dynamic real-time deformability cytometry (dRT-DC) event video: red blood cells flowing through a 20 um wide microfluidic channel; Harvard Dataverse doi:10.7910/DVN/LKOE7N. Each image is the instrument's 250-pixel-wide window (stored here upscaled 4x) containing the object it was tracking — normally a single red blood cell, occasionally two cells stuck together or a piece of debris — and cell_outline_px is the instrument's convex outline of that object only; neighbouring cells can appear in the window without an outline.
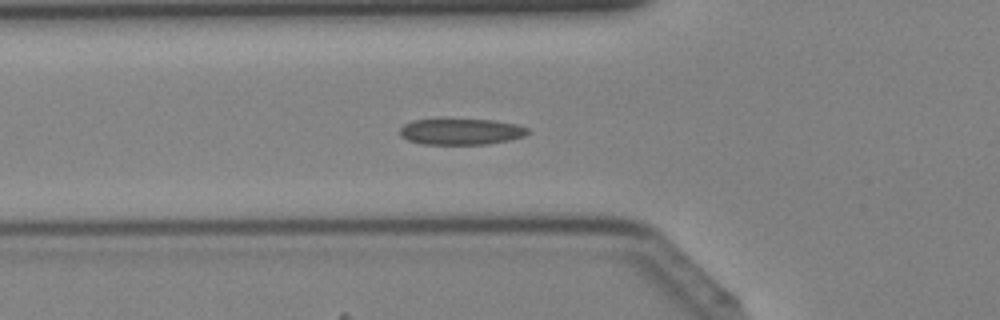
{"species": "Egyptian fruit bat (a non-hibernating species)", "species_latin": "Rousettus aegyptiacus", "temperature_condition": "cold", "stored_images_in_passage": 42, "camera_frame_rate_fps": 3000, "um_per_image_px": 0.085, "animal": {"sex": "female"}, "frame": {"image": 1, "passage_image": 14, "time_ms": 4.333, "image_size_px": [1000, 320], "cell_outline_px": [[528, 132], [524, 136], [508, 140], [488, 144], [424, 144], [408, 140], [400, 136], [400, 128], [404, 124], [412, 120], [444, 116], [496, 120], [516, 124], [528, 128]], "centroid_in_image_um": [39.13, 11.13], "position_along_channel_um": 86.7, "area_um2": 20.46}}
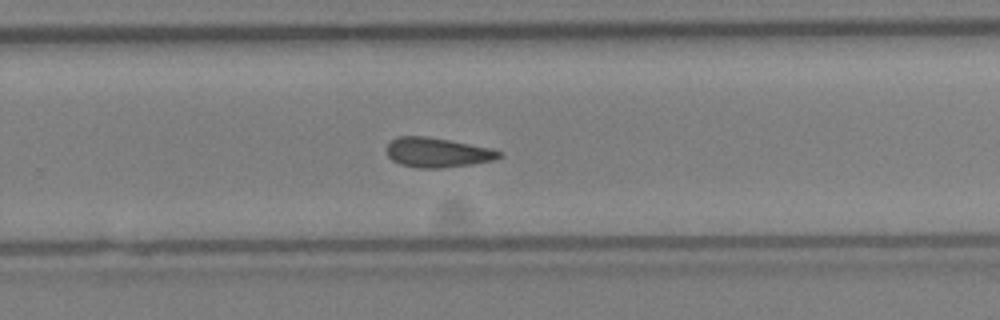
{"frame": {"image": 2, "passage_image": 27, "time_ms": 8.667, "image_size_px": [1000, 320], "cell_outline_px": [[504, 156], [496, 160], [472, 164], [440, 168], [416, 168], [400, 164], [392, 160], [388, 156], [388, 144], [396, 136], [428, 136], [492, 148], [504, 152]], "centroid_in_image_um": [37.24, 12.96], "position_along_channel_um": 292.6, "area_um2": 19.65}}
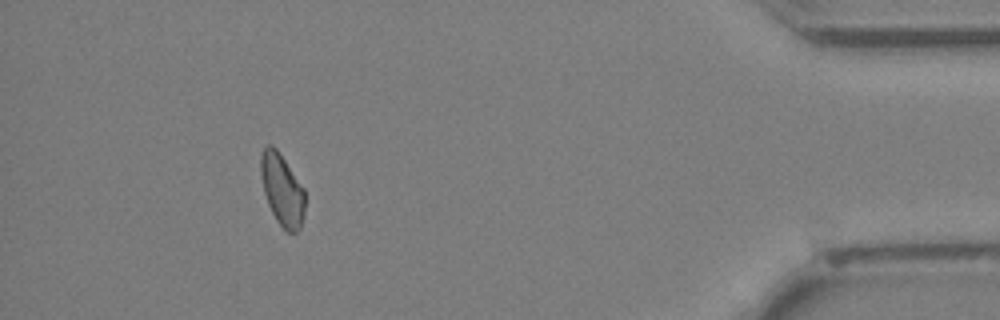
{"frame": {"image": 3, "passage_image": 38, "time_ms": 12.333, "image_size_px": [1000, 320], "cell_outline_px": [[304, 212], [300, 228], [296, 232], [288, 232], [276, 220], [268, 204], [264, 192], [260, 176], [260, 156], [264, 148], [268, 144], [272, 144], [276, 148], [304, 188]], "centroid_in_image_um": [23.96, 16.11], "position_along_channel_um": 411.2, "area_um2": 18.32}}